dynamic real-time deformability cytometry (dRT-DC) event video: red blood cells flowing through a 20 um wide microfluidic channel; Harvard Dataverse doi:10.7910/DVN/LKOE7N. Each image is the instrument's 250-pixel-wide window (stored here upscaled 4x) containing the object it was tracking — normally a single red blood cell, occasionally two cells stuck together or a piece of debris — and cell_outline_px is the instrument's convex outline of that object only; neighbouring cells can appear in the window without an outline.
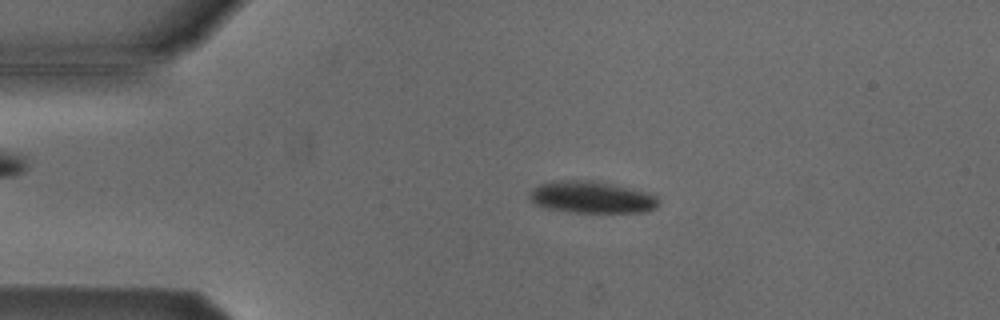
{"species": "Egyptian fruit bat (a non-hibernating species)", "species_latin": "Rousettus aegyptiacus", "temperature_condition": "cold", "stored_images_in_passage": 52, "camera_frame_rate_fps": 3000, "um_per_image_px": 0.085, "animal": {"sex": "male"}, "frame": {"image": 1, "passage_image": 10, "time_ms": 3.0, "image_size_px": [1000, 320], "cell_outline_px": [[660, 204], [656, 208], [644, 212], [576, 212], [548, 208], [536, 204], [528, 196], [528, 192], [532, 188], [540, 184], [556, 180], [592, 180], [612, 184], [644, 192], [656, 196], [660, 200]], "centroid_in_image_um": [50.28, 16.76], "position_along_channel_um": 34.7, "area_um2": 23.81}}
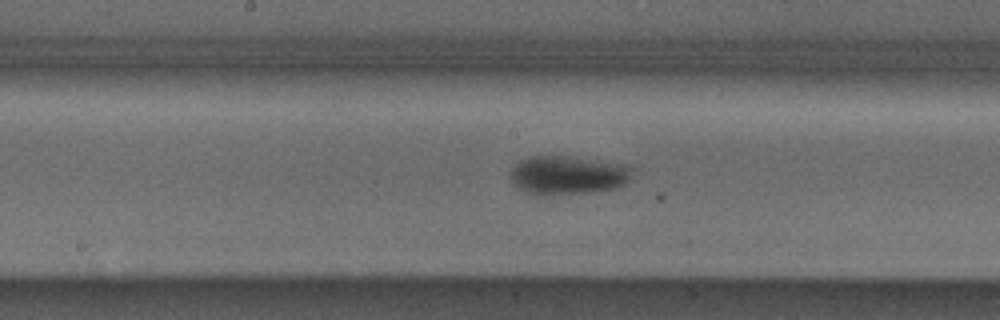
{"frame": {"image": 2, "passage_image": 26, "time_ms": 8.333, "image_size_px": [1000, 320], "cell_outline_px": [[632, 176], [624, 184], [616, 188], [592, 192], [528, 192], [512, 184], [512, 168], [520, 160], [528, 156], [564, 156], [624, 164], [632, 168]], "centroid_in_image_um": [48.3, 14.84], "position_along_channel_um": 199.9, "area_um2": 26.47}}
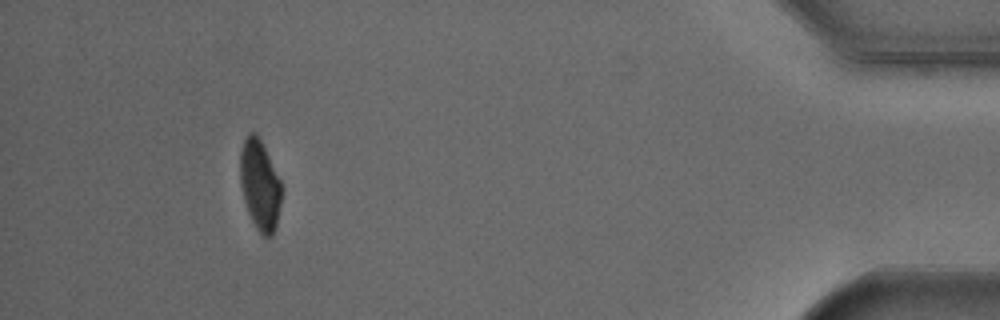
{"frame": {"image": 3, "passage_image": 48, "time_ms": 15.667, "image_size_px": [1000, 320], "cell_outline_px": [[284, 188], [276, 228], [272, 236], [264, 236], [256, 228], [248, 212], [244, 200], [240, 184], [240, 148], [248, 132], [256, 132]], "centroid_in_image_um": [22.1, 15.74], "position_along_channel_um": 413.1, "area_um2": 21.91}, "authors_computed_cell_mechanics": {"area_um2": 24.2471, "velocity_mm_per_s": 3.8285, "shape_relaxation_time_tau1_ms": 4.2408, "shape_relaxation_time_tau2_ms": null, "deformation_change_tau1": 0.1071, "deformation_change_tau2": null}}